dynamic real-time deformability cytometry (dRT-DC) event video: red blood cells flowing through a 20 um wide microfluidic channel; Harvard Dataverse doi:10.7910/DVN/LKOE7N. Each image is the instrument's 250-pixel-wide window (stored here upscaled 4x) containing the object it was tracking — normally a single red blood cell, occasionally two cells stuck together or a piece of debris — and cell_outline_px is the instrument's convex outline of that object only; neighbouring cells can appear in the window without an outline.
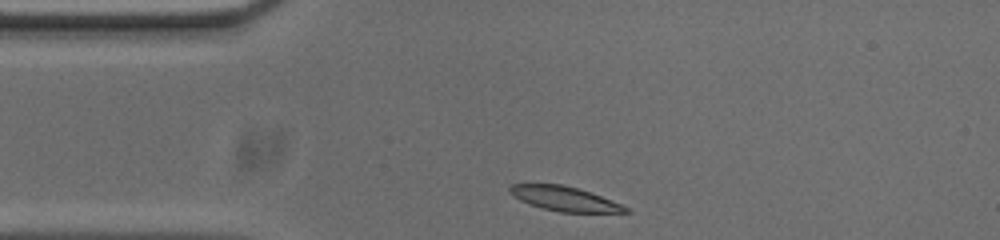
{"species": "common noctule bat (a hibernating species)", "species_latin": "Nyctalus noctula", "temperature_condition": "cold", "stored_images_in_passage": 33, "camera_frame_rate_fps": 3000, "um_per_image_px": 0.085, "animal": {"sex": "male", "body_mass_g": 20.0, "forearm_length_mm": 53.3}, "frame": {"image": 1, "passage_image": 1, "time_ms": 0.0, "image_size_px": [1000, 240], "cell_outline_px": [[632, 212], [560, 212], [540, 208], [528, 204], [520, 200], [508, 192], [508, 188], [512, 184], [560, 184], [576, 188], [600, 196], [620, 204], [628, 208]], "centroid_in_image_um": [47.92, 16.9], "position_along_channel_um": 37.1, "area_um2": 16.3}}
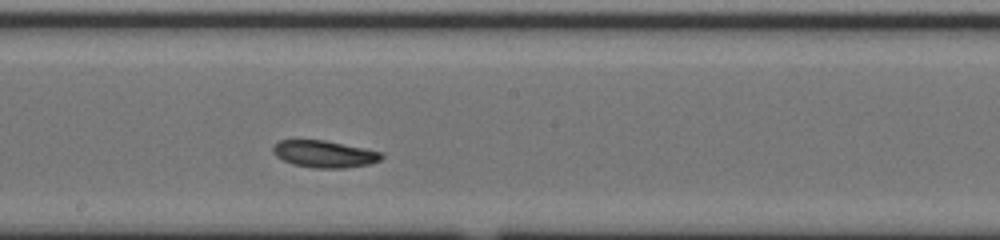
{"frame": {"image": 2, "passage_image": 18, "time_ms": 5.667, "image_size_px": [1000, 240], "cell_outline_px": [[384, 156], [380, 160], [368, 164], [344, 168], [316, 168], [292, 164], [276, 156], [272, 152], [272, 148], [280, 140], [324, 140], [384, 152]], "centroid_in_image_um": [27.59, 13.09], "position_along_channel_um": 220.6, "area_um2": 16.99}}
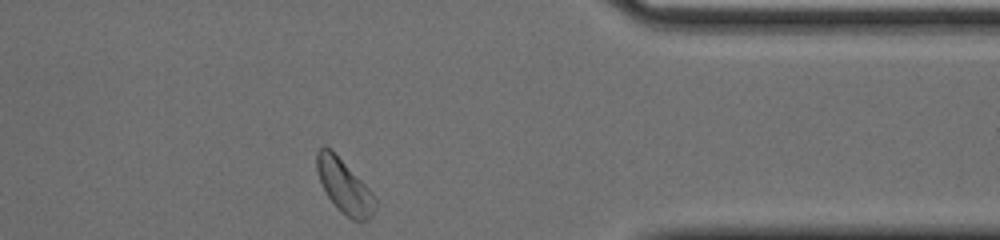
{"frame": {"image": 3, "passage_image": 33, "time_ms": 10.667, "image_size_px": [1000, 240], "cell_outline_px": [[376, 208], [372, 216], [364, 220], [352, 220], [340, 212], [336, 208], [328, 196], [320, 180], [316, 168], [316, 152], [324, 144], [376, 196]], "centroid_in_image_um": [29.27, 15.88], "position_along_channel_um": 382.1, "area_um2": 17.74}, "authors_computed_cell_mechanics": {"area_um2": 17.4556, "velocity_mm_per_s": 3.6434, "shape_relaxation_time_tau1_ms": 3.0042, "shape_relaxation_time_tau2_ms": 7.5671, "deformation_change_tau1": 0.0922, "deformation_change_tau2": 0.1189}}